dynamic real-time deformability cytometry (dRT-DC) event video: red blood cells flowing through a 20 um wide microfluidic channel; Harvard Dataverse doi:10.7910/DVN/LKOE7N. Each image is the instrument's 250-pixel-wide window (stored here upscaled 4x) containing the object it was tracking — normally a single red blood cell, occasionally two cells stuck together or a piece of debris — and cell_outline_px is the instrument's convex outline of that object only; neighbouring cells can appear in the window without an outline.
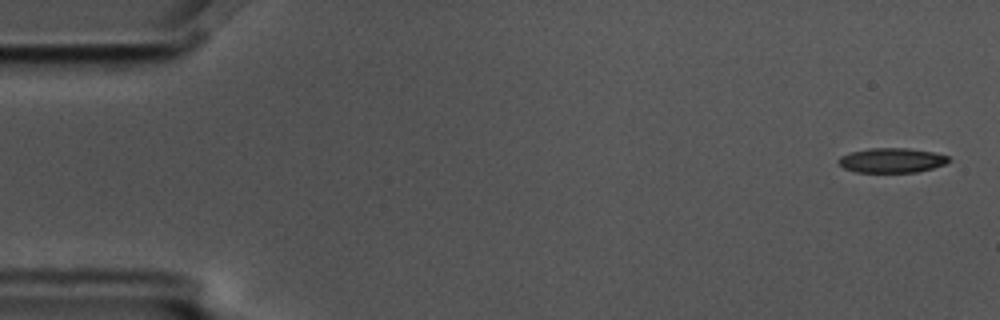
{"species": "common noctule bat (a hibernating species)", "species_latin": "Nyctalus noctula", "temperature_condition": "cold", "stored_images_in_passage": 5, "camera_frame_rate_fps": 3000, "um_per_image_px": 0.085, "animal": {"sex": "male", "body_mass_g": 17.5, "forearm_length_mm": 52.3}, "frame": {"image": 1, "passage_image": 1, "time_ms": 0.0, "image_size_px": [1000, 320], "cell_outline_px": [[952, 160], [944, 164], [932, 168], [916, 172], [856, 172], [844, 168], [836, 160], [840, 156], [852, 152], [872, 148], [908, 148], [932, 152], [948, 156]], "centroid_in_image_um": [75.79, 13.63], "position_along_channel_um": 9.2, "area_um2": 15.72}}